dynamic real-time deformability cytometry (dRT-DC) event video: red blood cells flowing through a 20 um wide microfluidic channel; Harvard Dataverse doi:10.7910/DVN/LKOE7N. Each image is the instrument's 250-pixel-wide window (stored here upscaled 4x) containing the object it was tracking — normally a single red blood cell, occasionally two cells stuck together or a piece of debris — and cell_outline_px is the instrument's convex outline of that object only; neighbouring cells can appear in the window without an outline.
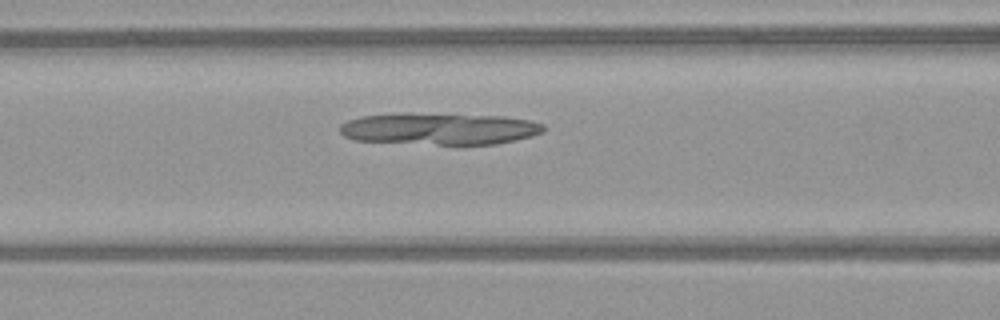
{"species": "common noctule bat (a hibernating species)", "species_latin": "Nyctalus noctula", "temperature_condition": "warm", "stored_images_in_passage": 47, "camera_frame_rate_fps": 3000, "um_per_image_px": 0.085, "animal": {"sex": "female", "body_mass_g": 21.9}, "frame": {"image": 1, "passage_image": 18, "time_ms": 5.667, "image_size_px": [1000, 320], "cell_outline_px": [[544, 132], [532, 136], [516, 140], [496, 144], [436, 144], [356, 140], [344, 136], [340, 132], [340, 124], [348, 120], [360, 116], [400, 112], [408, 112], [504, 116], [528, 120], [544, 124]], "centroid_in_image_um": [37.34, 10.92], "position_along_channel_um": 129.3, "area_um2": 38.09}}
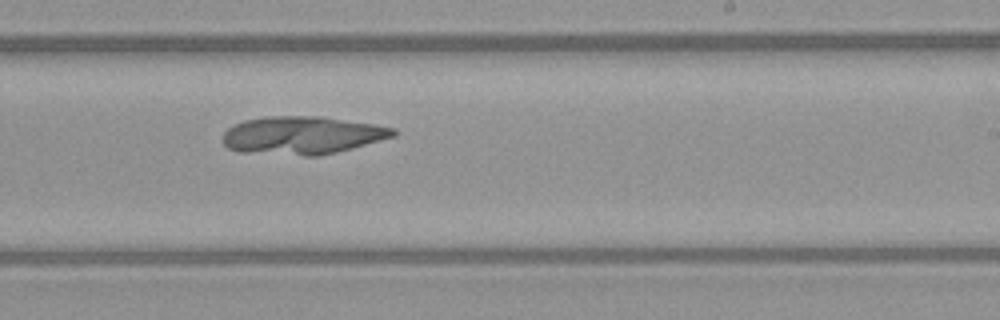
{"frame": {"image": 2, "passage_image": 28, "time_ms": 9.0, "image_size_px": [1000, 320], "cell_outline_px": [[396, 136], [352, 148], [320, 156], [304, 156], [240, 152], [228, 148], [220, 140], [224, 132], [232, 124], [244, 120], [268, 116], [320, 116], [376, 124], [396, 128]], "centroid_in_image_um": [25.67, 11.5], "position_along_channel_um": 263.3, "area_um2": 38.15}}
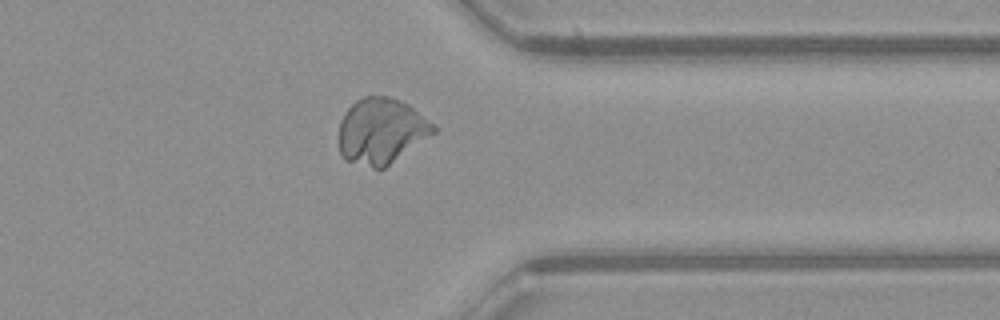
{"frame": {"image": 3, "passage_image": 37, "time_ms": 12.0, "image_size_px": [1000, 320], "cell_outline_px": [[436, 132], [384, 168], [372, 168], [344, 160], [340, 152], [340, 120], [344, 112], [356, 100], [364, 96], [388, 96], [400, 100], [408, 104], [432, 124], [436, 128]], "centroid_in_image_um": [32.38, 11.13], "position_along_channel_um": 379.0, "area_um2": 35.95}}